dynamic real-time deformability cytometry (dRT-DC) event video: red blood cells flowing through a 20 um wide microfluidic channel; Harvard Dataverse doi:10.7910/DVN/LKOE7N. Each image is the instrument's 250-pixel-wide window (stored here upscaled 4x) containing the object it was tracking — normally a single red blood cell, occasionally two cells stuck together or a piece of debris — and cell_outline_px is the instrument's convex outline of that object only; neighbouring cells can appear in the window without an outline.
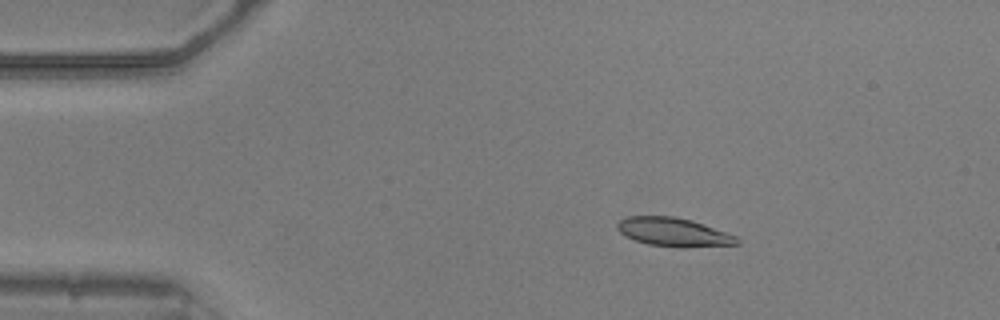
{"species": "common noctule bat (a hibernating species)", "species_latin": "Nyctalus noctula", "temperature_condition": "warm", "stored_images_in_passage": 44, "camera_frame_rate_fps": 3000, "um_per_image_px": 0.085, "animal": {"sex": "male", "body_mass_g": 20.5, "forearm_length_mm": 52.5}, "frame": {"image": 1, "passage_image": 1, "time_ms": 0.0, "image_size_px": [1000, 320], "cell_outline_px": [[740, 244], [684, 248], [680, 248], [648, 244], [624, 236], [616, 228], [616, 224], [620, 220], [628, 216], [672, 216], [692, 220], [736, 236], [740, 240]], "centroid_in_image_um": [57.25, 19.74], "position_along_channel_um": 27.8, "area_um2": 20.06}}
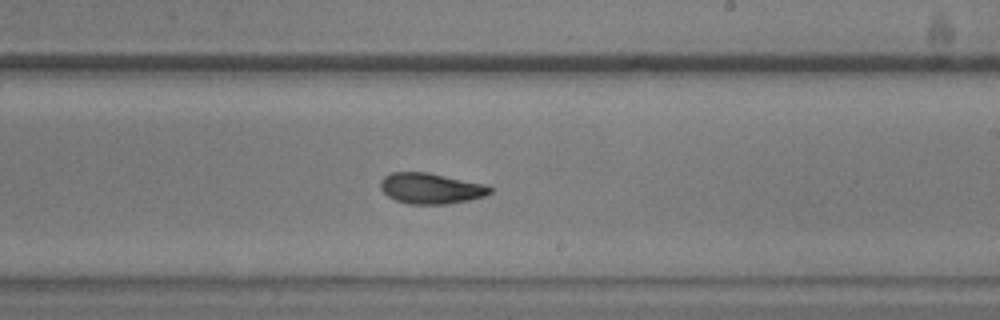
{"frame": {"image": 2, "passage_image": 23, "time_ms": 7.333, "image_size_px": [1000, 320], "cell_outline_px": [[492, 192], [484, 196], [468, 200], [444, 204], [408, 204], [396, 200], [388, 196], [380, 188], [380, 180], [384, 176], [392, 172], [428, 172], [488, 184], [492, 188]], "centroid_in_image_um": [36.63, 16.0], "position_along_channel_um": 252.4, "area_um2": 19.77}}
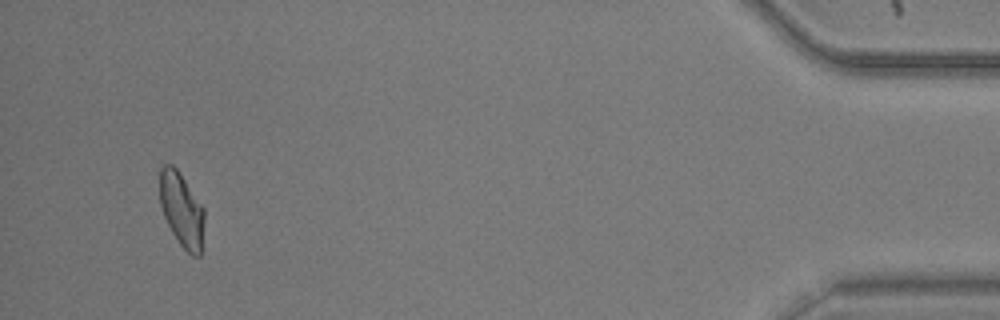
{"frame": {"image": 3, "passage_image": 42, "time_ms": 13.667, "image_size_px": [1000, 320], "cell_outline_px": [[204, 220], [200, 256], [192, 256], [180, 244], [172, 232], [164, 216], [160, 204], [160, 168], [164, 164], [172, 164], [176, 168], [204, 208]], "centroid_in_image_um": [15.43, 17.82], "position_along_channel_um": 419.8, "area_um2": 19.02}, "authors_computed_cell_mechanics": {"area_um2": 19.5075, "velocity_mm_per_s": 3.8608, "shape_relaxation_time_tau1_ms": 3.5621, "shape_relaxation_time_tau2_ms": 3.9828, "deformation_change_tau1": 0.1694, "deformation_change_tau2": 0.0877}}